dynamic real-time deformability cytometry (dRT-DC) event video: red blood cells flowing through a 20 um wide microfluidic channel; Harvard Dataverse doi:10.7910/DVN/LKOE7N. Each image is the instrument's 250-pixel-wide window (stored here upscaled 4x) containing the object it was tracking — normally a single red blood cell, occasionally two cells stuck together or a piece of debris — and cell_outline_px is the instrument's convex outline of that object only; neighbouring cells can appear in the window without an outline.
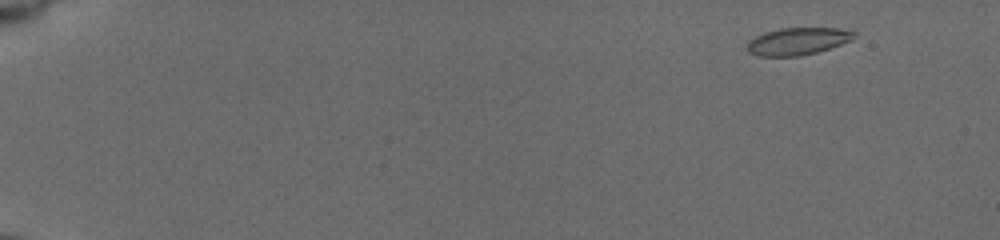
{"species": "common noctule bat (a hibernating species)", "species_latin": "Nyctalus noctula", "temperature_condition": "cold", "stored_images_in_passage": 54, "camera_frame_rate_fps": 3000, "um_per_image_px": 0.085, "animal": {"sex": "female", "body_mass_g": 19.5, "forearm_length_mm": 54.1}, "frame": {"image": 1, "passage_image": 2, "time_ms": 0.333, "image_size_px": [1000, 240], "cell_outline_px": [[848, 32], [844, 40], [828, 48], [812, 52], [788, 56], [768, 56], [752, 52], [748, 48], [752, 40], [760, 36], [772, 32], [792, 28], [828, 28]], "centroid_in_image_um": [67.68, 3.52], "position_along_channel_um": 17.3, "area_um2": 14.68}}
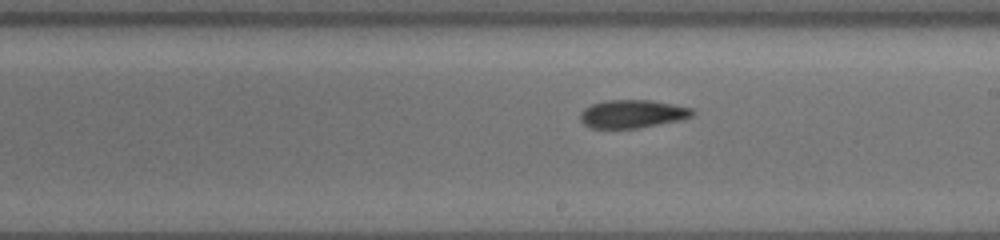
{"frame": {"image": 2, "passage_image": 32, "time_ms": 10.333, "image_size_px": [1000, 240], "cell_outline_px": [[688, 116], [644, 124], [620, 128], [600, 128], [588, 124], [584, 120], [584, 112], [588, 108], [596, 104], [660, 104], [684, 108], [688, 112]], "centroid_in_image_um": [53.59, 9.75], "position_along_channel_um": 235.4, "area_um2": 13.99}}
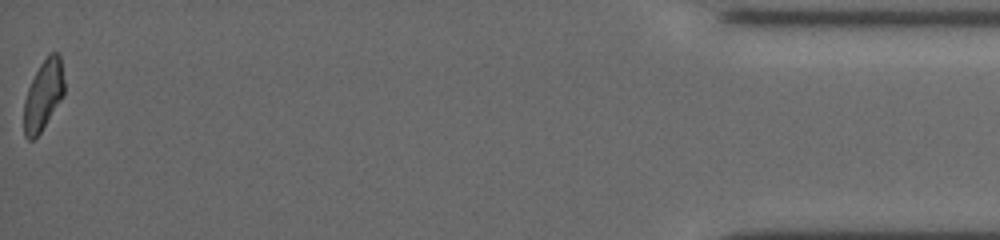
{"frame": {"image": 3, "passage_image": 54, "time_ms": 17.667, "image_size_px": [1000, 240], "cell_outline_px": [[64, 92], [40, 132], [32, 140], [24, 132], [24, 108], [28, 92], [44, 60], [52, 52], [56, 52], [60, 60], [64, 84]], "centroid_in_image_um": [3.7, 8.11], "position_along_channel_um": 431.5, "area_um2": 15.03}, "authors_computed_cell_mechanics": {"area_um2": 14.5656, "velocity_mm_per_s": 3.7396, "shape_relaxation_time_tau1_ms": null, "shape_relaxation_time_tau2_ms": 6.269, "deformation_change_tau1": null, "deformation_change_tau2": 0.1688}}